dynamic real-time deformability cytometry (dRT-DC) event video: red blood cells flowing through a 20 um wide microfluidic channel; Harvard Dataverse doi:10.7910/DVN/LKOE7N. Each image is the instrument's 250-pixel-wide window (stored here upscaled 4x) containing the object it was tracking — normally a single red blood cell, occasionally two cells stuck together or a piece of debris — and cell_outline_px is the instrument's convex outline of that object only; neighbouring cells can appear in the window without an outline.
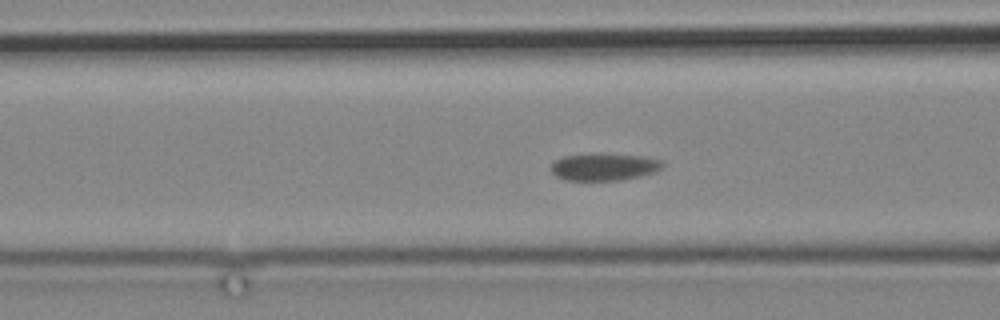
{"species": "common noctule bat (a hibernating species)", "species_latin": "Nyctalus noctula", "temperature_condition": "cold", "stored_images_in_passage": 4, "camera_frame_rate_fps": 3000, "um_per_image_px": 0.085, "animal": {"sex": "male", "body_mass_g": 19.2, "forearm_length_mm": 51.8}, "frame": {"image": 1, "passage_image": 4, "time_ms": 4.333, "image_size_px": [1000, 320], "cell_outline_px": [[664, 164], [660, 168], [652, 172], [640, 176], [620, 180], [564, 180], [556, 176], [552, 172], [552, 164], [556, 160], [564, 156], [640, 156], [660, 160]], "centroid_in_image_um": [51.32, 14.23], "position_along_channel_um": 115.3, "area_um2": 16.59}}